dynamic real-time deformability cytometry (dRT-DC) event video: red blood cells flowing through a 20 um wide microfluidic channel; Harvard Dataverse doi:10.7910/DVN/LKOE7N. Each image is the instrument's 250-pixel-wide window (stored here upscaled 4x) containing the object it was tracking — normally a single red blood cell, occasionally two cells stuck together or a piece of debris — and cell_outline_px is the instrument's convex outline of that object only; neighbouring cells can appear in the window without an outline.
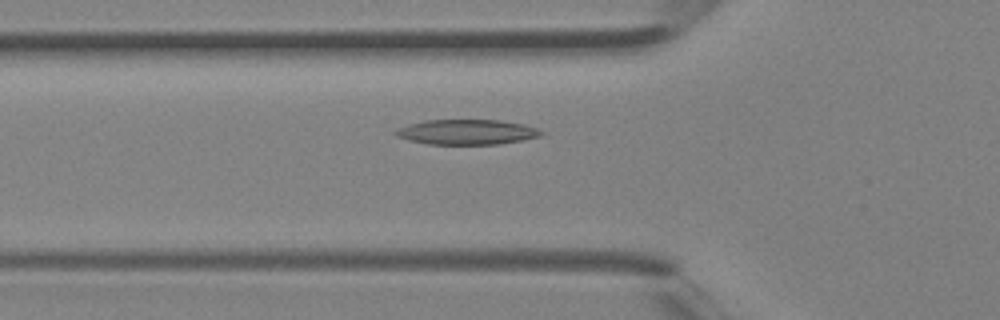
{"species": "Egyptian fruit bat (a non-hibernating species)", "species_latin": "Rousettus aegyptiacus", "temperature_condition": "room temperature", "stored_images_in_passage": 37, "camera_frame_rate_fps": 3000, "um_per_image_px": 0.085, "animal": {"sex": "female"}, "frame": {"image": 1, "passage_image": 13, "time_ms": 4.0, "image_size_px": [1000, 320], "cell_outline_px": [[544, 132], [540, 136], [524, 140], [500, 144], [428, 144], [408, 140], [396, 136], [392, 132], [396, 128], [408, 124], [424, 120], [500, 120], [524, 124], [536, 128]], "centroid_in_image_um": [39.65, 11.22], "position_along_channel_um": 86.2, "area_um2": 21.44}}
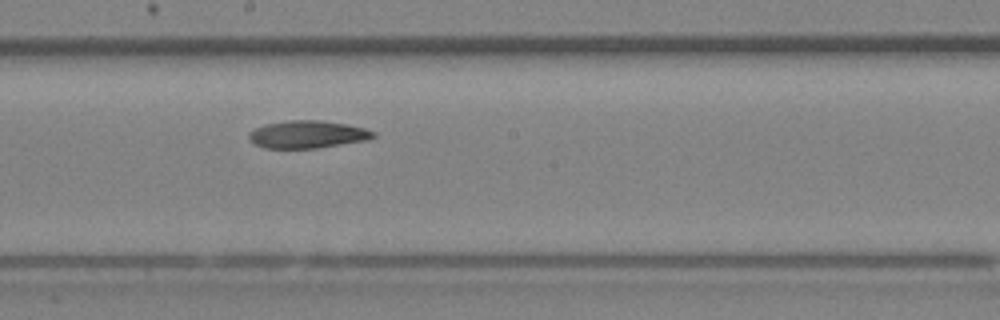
{"frame": {"image": 2, "passage_image": 21, "time_ms": 6.667, "image_size_px": [1000, 320], "cell_outline_px": [[376, 136], [368, 140], [316, 148], [264, 148], [248, 140], [248, 132], [264, 124], [288, 120], [320, 120], [348, 124], [364, 128], [376, 132]], "centroid_in_image_um": [26.13, 11.42], "position_along_channel_um": 222.1, "area_um2": 20.11}}
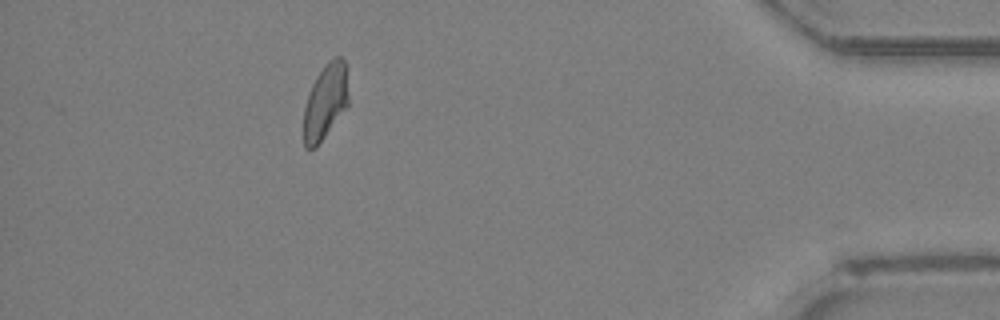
{"frame": {"image": 3, "passage_image": 35, "time_ms": 11.333, "image_size_px": [1000, 320], "cell_outline_px": [[348, 104], [316, 148], [304, 148], [304, 108], [308, 92], [316, 76], [328, 60], [336, 56], [340, 56], [348, 64]], "centroid_in_image_um": [27.67, 8.58], "position_along_channel_um": 407.5, "area_um2": 19.88}}